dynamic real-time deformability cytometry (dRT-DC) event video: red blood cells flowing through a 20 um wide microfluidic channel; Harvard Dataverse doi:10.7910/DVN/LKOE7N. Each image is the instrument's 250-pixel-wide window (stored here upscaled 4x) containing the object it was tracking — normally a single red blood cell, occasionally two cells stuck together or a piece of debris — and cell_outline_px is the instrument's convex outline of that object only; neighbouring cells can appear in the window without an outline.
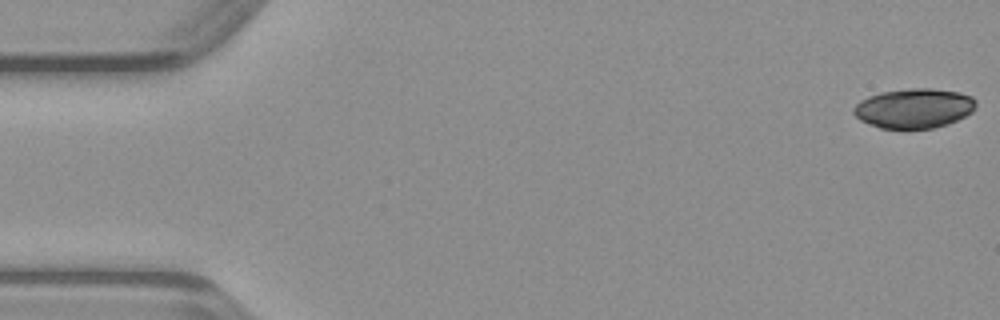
{"species": "common noctule bat (a hibernating species)", "species_latin": "Nyctalus noctula", "temperature_condition": "warm", "stored_images_in_passage": 48, "camera_frame_rate_fps": 3000, "um_per_image_px": 0.085, "animal": {"sex": "male", "body_mass_g": 23.1, "forearm_length_mm": 52.7}, "frame": {"image": 1, "passage_image": 1, "time_ms": 0.0, "image_size_px": [1000, 320], "cell_outline_px": [[976, 104], [972, 112], [948, 124], [932, 128], [880, 128], [860, 120], [852, 112], [852, 108], [860, 100], [868, 96], [880, 92], [912, 88], [932, 88], [960, 92], [972, 96], [976, 100]], "centroid_in_image_um": [77.68, 9.19], "position_along_channel_um": 7.3, "area_um2": 28.32}}
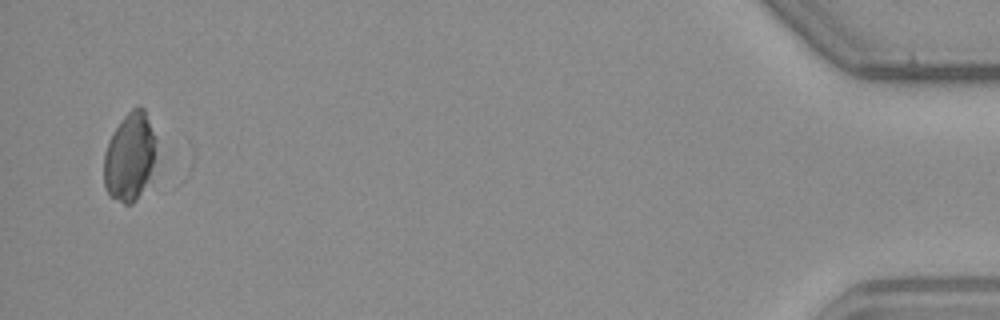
{"frame": {"image": 2, "passage_image": 47, "time_ms": 15.333, "image_size_px": [1000, 320], "cell_outline_px": [[156, 140], [152, 184], [132, 204], [124, 204], [108, 196], [104, 188], [104, 152], [108, 140], [112, 132], [120, 120], [136, 104], [140, 104], [144, 108], [156, 136]], "centroid_in_image_um": [11.05, 13.36], "position_along_channel_um": 424.1, "area_um2": 28.15}}